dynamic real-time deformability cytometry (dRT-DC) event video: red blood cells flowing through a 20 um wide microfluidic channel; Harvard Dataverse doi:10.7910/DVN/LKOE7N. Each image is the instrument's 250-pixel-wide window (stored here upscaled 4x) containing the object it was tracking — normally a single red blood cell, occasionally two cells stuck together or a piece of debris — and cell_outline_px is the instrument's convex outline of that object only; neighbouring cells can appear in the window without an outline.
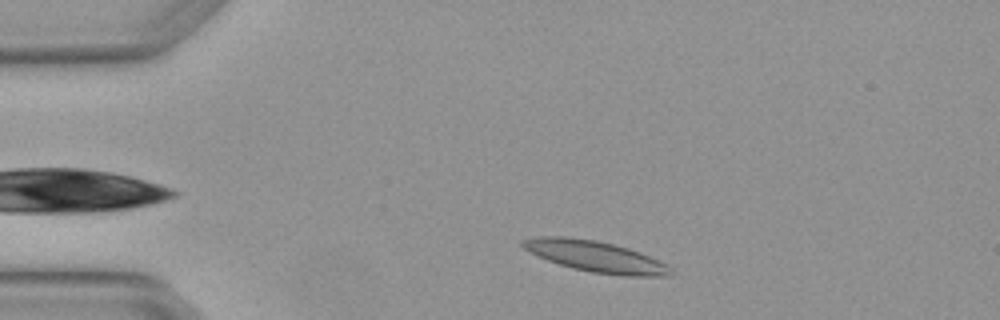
{"species": "Egyptian fruit bat (a non-hibernating species)", "species_latin": "Rousettus aegyptiacus", "temperature_condition": "warm", "stored_images_in_passage": 2, "camera_frame_rate_fps": 3000, "um_per_image_px": 0.085, "animal": {"sex": "female"}, "frame": {"image": 1, "passage_image": 1, "time_ms": 0.0, "image_size_px": [1000, 320], "cell_outline_px": [[672, 272], [668, 276], [624, 276], [592, 272], [572, 268], [548, 260], [524, 248], [520, 244], [520, 240], [536, 236], [568, 236], [596, 240], [628, 248], [640, 252], [668, 264], [672, 268]], "centroid_in_image_um": [50.63, 21.79], "position_along_channel_um": 34.4, "area_um2": 26.76}}